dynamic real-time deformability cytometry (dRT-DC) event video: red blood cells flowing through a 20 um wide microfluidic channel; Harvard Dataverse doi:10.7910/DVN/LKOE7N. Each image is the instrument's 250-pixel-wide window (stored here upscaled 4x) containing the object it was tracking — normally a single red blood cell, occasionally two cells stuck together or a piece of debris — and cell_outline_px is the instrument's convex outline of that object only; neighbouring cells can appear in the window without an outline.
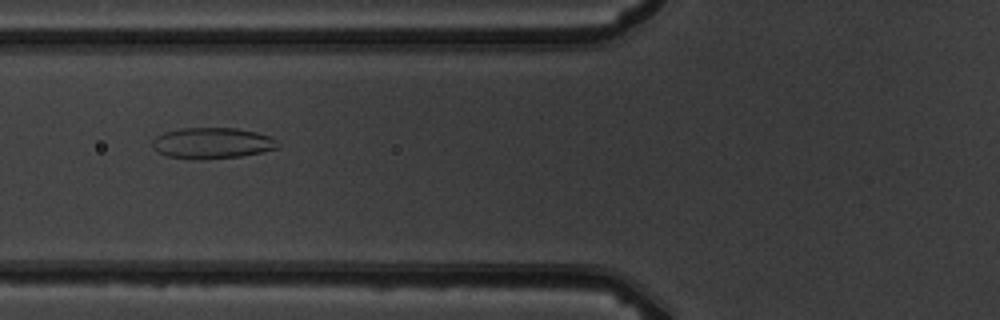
{"species": "common noctule bat (a hibernating species)", "species_latin": "Nyctalus noctula", "temperature_condition": "warm", "stored_images_in_passage": 7, "camera_frame_rate_fps": 3000, "um_per_image_px": 0.085, "animal": {"sex": "male", "body_mass_g": 19.5, "forearm_length_mm": 54.6}, "frame": {"image": 1, "passage_image": 7, "time_ms": 7.0, "image_size_px": [1000, 320], "cell_outline_px": [[280, 148], [240, 156], [200, 160], [168, 156], [156, 152], [152, 148], [152, 140], [156, 136], [164, 132], [180, 128], [236, 128], [256, 132], [272, 136], [280, 144]], "centroid_in_image_um": [18.03, 12.16], "position_along_channel_um": 107.8, "area_um2": 22.89}}